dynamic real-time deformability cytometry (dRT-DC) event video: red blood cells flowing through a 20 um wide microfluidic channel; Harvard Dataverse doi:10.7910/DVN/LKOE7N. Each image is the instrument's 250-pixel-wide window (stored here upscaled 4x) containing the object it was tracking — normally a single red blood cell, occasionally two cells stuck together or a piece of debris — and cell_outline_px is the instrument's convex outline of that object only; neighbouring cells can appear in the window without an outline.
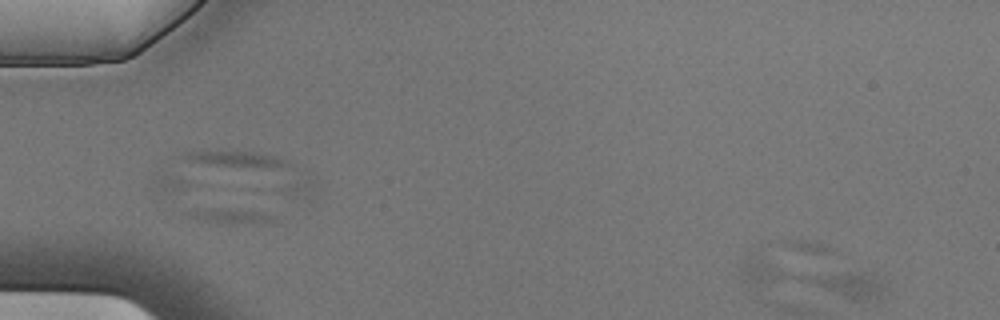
{"species": "Egyptian fruit bat (a non-hibernating species)", "species_latin": "Rousettus aegyptiacus", "temperature_condition": "cold", "stored_images_in_passage": 53, "camera_frame_rate_fps": 3000, "um_per_image_px": 0.085, "animal": {"sex": "male"}, "frame": {"image": 1, "passage_image": 1, "time_ms": 0.0, "image_size_px": [1000, 320], "cell_outline_px": [[884, 284], [880, 296], [876, 300], [852, 300], [756, 288], [744, 280], [740, 272], [740, 268], [744, 260], [764, 260], [860, 272], [872, 276]], "centroid_in_image_um": [68.93, 23.82], "position_along_channel_um": 16.1, "area_um2": 27.8}}